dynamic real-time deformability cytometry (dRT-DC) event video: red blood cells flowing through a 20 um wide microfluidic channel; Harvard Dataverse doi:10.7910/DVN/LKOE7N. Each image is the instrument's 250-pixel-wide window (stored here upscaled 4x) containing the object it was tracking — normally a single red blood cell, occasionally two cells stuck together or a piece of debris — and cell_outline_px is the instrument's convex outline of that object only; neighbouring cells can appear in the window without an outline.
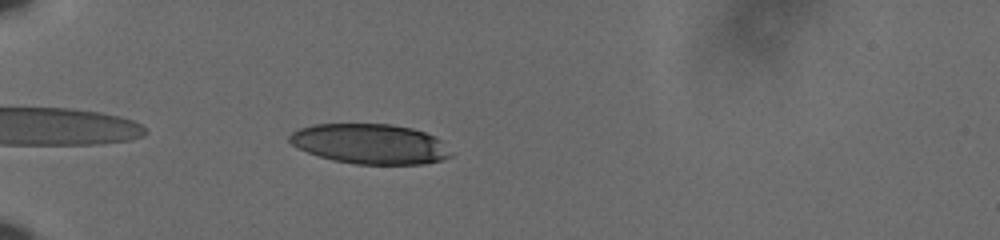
{"species": "human", "species_latin": "Homo sapiens", "temperature_condition": "cold", "stored_images_in_passage": 42, "camera_frame_rate_fps": 3000, "um_per_image_px": 0.085, "donor": {"sex": "male"}, "frame": {"image": 1, "passage_image": 3, "time_ms": 0.667, "image_size_px": [1000, 240], "cell_outline_px": [[452, 156], [440, 160], [424, 164], [356, 164], [332, 160], [308, 152], [292, 144], [288, 140], [288, 136], [292, 132], [300, 128], [312, 124], [392, 124], [412, 128], [436, 136], [452, 152]], "centroid_in_image_um": [31.47, 12.23], "position_along_channel_um": 53.5, "area_um2": 37.63}}
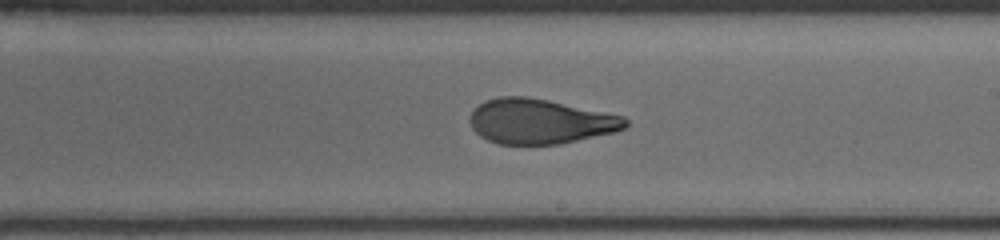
{"frame": {"image": 2, "passage_image": 21, "time_ms": 6.667, "image_size_px": [1000, 240], "cell_outline_px": [[628, 124], [624, 128], [616, 132], [560, 144], [496, 144], [480, 136], [472, 128], [468, 120], [472, 112], [484, 100], [500, 96], [528, 96], [548, 100], [624, 116], [628, 120]], "centroid_in_image_um": [45.9, 10.32], "position_along_channel_um": 243.1, "area_um2": 40.81}}
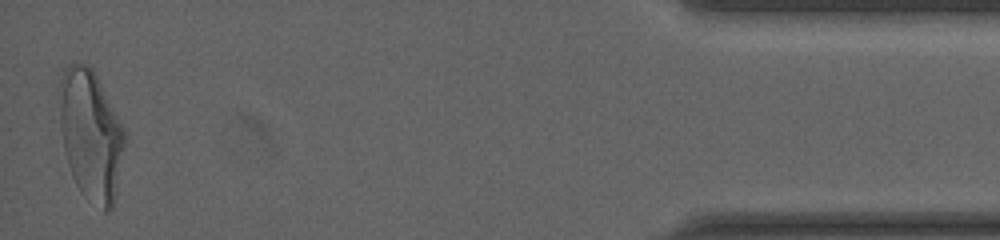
{"frame": {"image": 3, "passage_image": 42, "time_ms": 13.667, "image_size_px": [1000, 240], "cell_outline_px": [[124, 144], [112, 208], [108, 212], [104, 212], [88, 200], [80, 192], [72, 176], [68, 164], [64, 148], [60, 128], [56, 92], [60, 76], [64, 68], [68, 64], [84, 64], [92, 68], [124, 128]], "centroid_in_image_um": [7.65, 11.43], "position_along_channel_um": 427.6, "area_um2": 49.53}, "authors_computed_cell_mechanics": {"area_um2": 41.5293, "velocity_mm_per_s": 3.6231, "shape_relaxation_time_tau1_ms": 6.3107, "shape_relaxation_time_tau2_ms": 1.5415, "deformation_change_tau1": 0.2187, "deformation_change_tau2": 0.093}}